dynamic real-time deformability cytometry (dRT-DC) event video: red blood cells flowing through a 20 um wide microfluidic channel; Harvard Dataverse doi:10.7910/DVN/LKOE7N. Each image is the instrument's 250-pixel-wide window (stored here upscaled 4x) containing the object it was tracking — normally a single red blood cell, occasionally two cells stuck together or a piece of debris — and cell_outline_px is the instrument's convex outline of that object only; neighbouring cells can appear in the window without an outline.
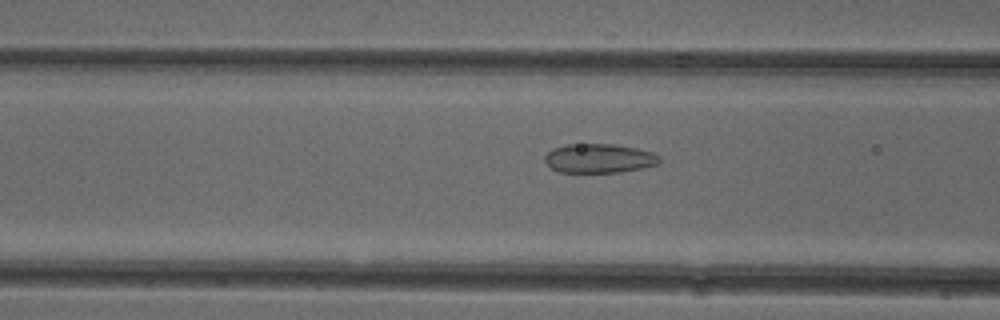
{"species": "common noctule bat (a hibernating species)", "species_latin": "Nyctalus noctula", "temperature_condition": "cold", "stored_images_in_passage": 52, "camera_frame_rate_fps": 3000, "um_per_image_px": 0.085, "animal": {"sex": "female"}, "frame": {"image": 1, "passage_image": 20, "time_ms": 6.333, "image_size_px": [1000, 320], "cell_outline_px": [[660, 160], [656, 164], [640, 168], [620, 172], [560, 172], [552, 168], [544, 160], [544, 156], [552, 148], [568, 144], [612, 144], [636, 148], [652, 152], [660, 156]], "centroid_in_image_um": [50.9, 13.45], "position_along_channel_um": 115.7, "area_um2": 19.31}}
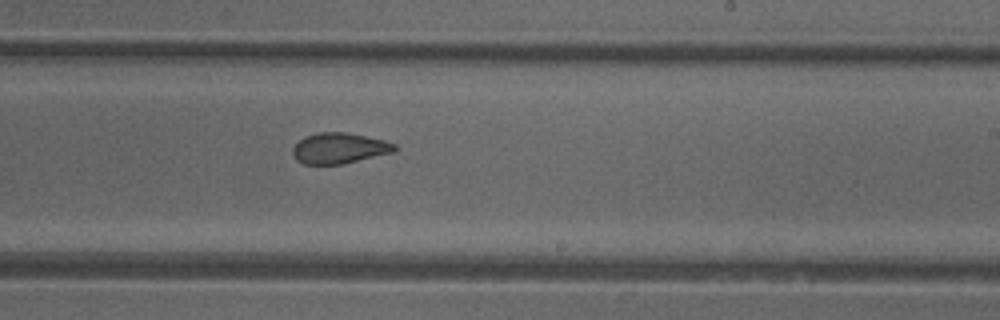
{"frame": {"image": 2, "passage_image": 31, "time_ms": 10.0, "image_size_px": [1000, 320], "cell_outline_px": [[396, 152], [344, 164], [304, 164], [296, 160], [292, 152], [292, 148], [304, 136], [320, 132], [348, 132], [384, 140], [396, 144]], "centroid_in_image_um": [28.86, 12.6], "position_along_channel_um": 260.1, "area_um2": 18.44}}
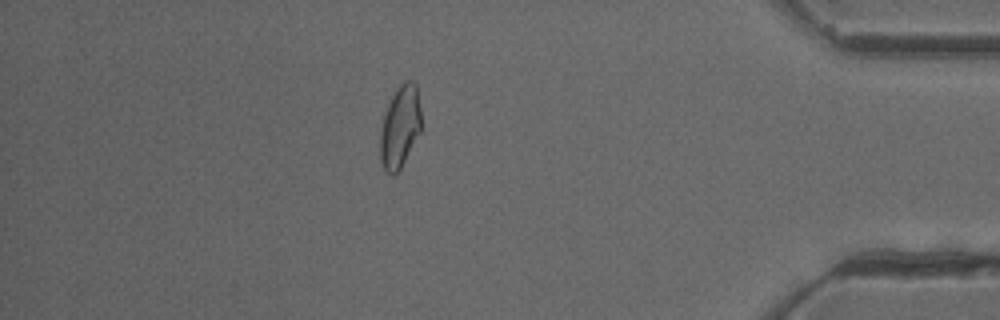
{"frame": {"image": 3, "passage_image": 45, "time_ms": 14.667, "image_size_px": [1000, 320], "cell_outline_px": [[420, 132], [400, 168], [392, 176], [384, 168], [380, 160], [380, 132], [384, 116], [388, 104], [396, 88], [404, 80], [412, 80], [416, 84], [420, 108]], "centroid_in_image_um": [33.99, 10.75], "position_along_channel_um": 401.2, "area_um2": 19.36}, "authors_computed_cell_mechanics": {"area_um2": 20.2011, "velocity_mm_per_s": 3.9302, "shape_relaxation_time_tau1_ms": null, "shape_relaxation_time_tau2_ms": 1.4879, "deformation_change_tau1": null, "deformation_change_tau2": 0.0736}}